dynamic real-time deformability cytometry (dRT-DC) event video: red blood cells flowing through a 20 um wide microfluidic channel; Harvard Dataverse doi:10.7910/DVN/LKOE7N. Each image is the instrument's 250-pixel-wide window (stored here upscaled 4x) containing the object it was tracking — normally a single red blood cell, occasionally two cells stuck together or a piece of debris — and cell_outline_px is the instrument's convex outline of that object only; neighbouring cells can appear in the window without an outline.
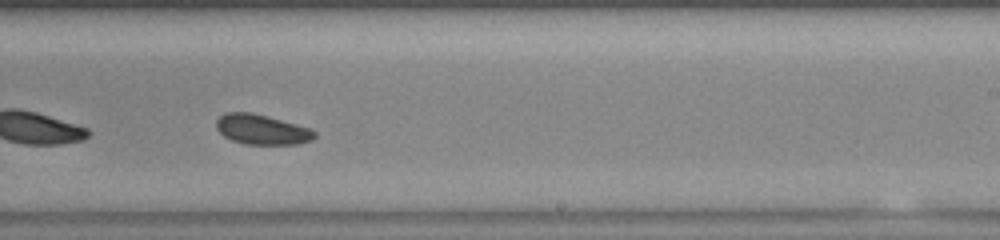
{"species": "common noctule bat (a hibernating species)", "species_latin": "Nyctalus noctula", "temperature_condition": "warm", "stored_images_in_passage": 38, "camera_frame_rate_fps": 3000, "um_per_image_px": 0.085, "animal": {"sex": "female", "body_mass_g": 23.0, "forearm_length_mm": 53.4}, "frame": {"image": 1, "passage_image": 17, "time_ms": 5.333, "image_size_px": [1000, 240], "cell_outline_px": [[316, 136], [312, 140], [296, 144], [244, 144], [232, 140], [224, 136], [216, 128], [216, 120], [224, 112], [252, 112], [296, 124], [308, 128], [316, 132]], "centroid_in_image_um": [22.23, 11.0], "position_along_channel_um": 266.8, "area_um2": 17.11}, "authors_computed_cell_mechanics": {"area_um2": 17.8024, "velocity_mm_per_s": 3.8927, "shape_relaxation_time_tau1_ms": null, "shape_relaxation_time_tau2_ms": 11.1439, "deformation_change_tau1": null, "deformation_change_tau2": 0.1552}}